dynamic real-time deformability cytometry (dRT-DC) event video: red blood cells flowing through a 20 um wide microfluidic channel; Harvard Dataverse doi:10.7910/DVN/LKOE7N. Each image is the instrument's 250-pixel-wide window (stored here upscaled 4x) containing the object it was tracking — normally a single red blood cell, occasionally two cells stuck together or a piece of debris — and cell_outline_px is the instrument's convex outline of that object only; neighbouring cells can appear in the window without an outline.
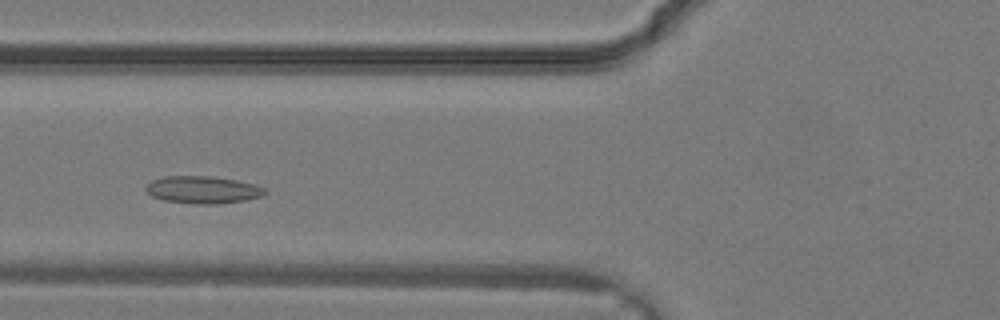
{"species": "common noctule bat (a hibernating species)", "species_latin": "Nyctalus noctula", "temperature_condition": "warm", "stored_images_in_passage": 27, "camera_frame_rate_fps": 3000, "um_per_image_px": 0.085, "animal": {"sex": "male", "body_mass_g": 19.2, "forearm_length_mm": 51.8}, "frame": {"image": 1, "passage_image": 7, "time_ms": 2.0, "image_size_px": [1000, 320], "cell_outline_px": [[268, 192], [260, 196], [248, 200], [216, 204], [200, 204], [164, 200], [152, 196], [144, 188], [152, 180], [164, 176], [212, 176], [236, 180], [256, 184], [264, 188]], "centroid_in_image_um": [17.26, 16.12], "position_along_channel_um": 108.5, "area_um2": 18.96}}
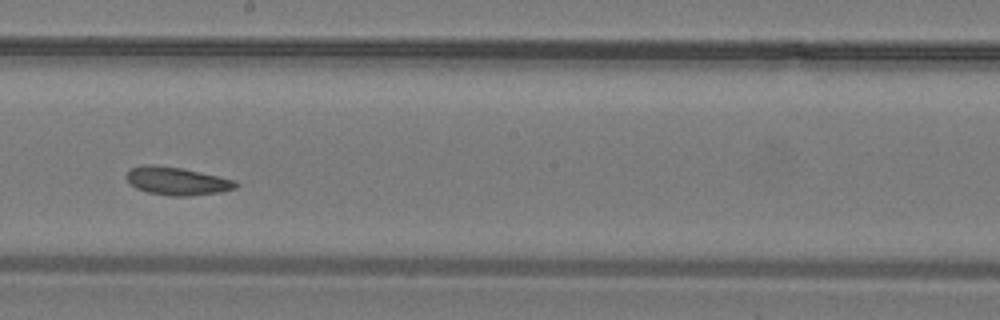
{"frame": {"image": 2, "passage_image": 13, "time_ms": 4.0, "image_size_px": [1000, 320], "cell_outline_px": [[240, 184], [236, 188], [220, 192], [188, 196], [168, 196], [148, 192], [136, 188], [128, 184], [124, 176], [132, 168], [144, 164], [152, 164], [180, 168], [200, 172], [236, 180]], "centroid_in_image_um": [15.02, 15.39], "position_along_channel_um": 233.2, "area_um2": 17.98}}
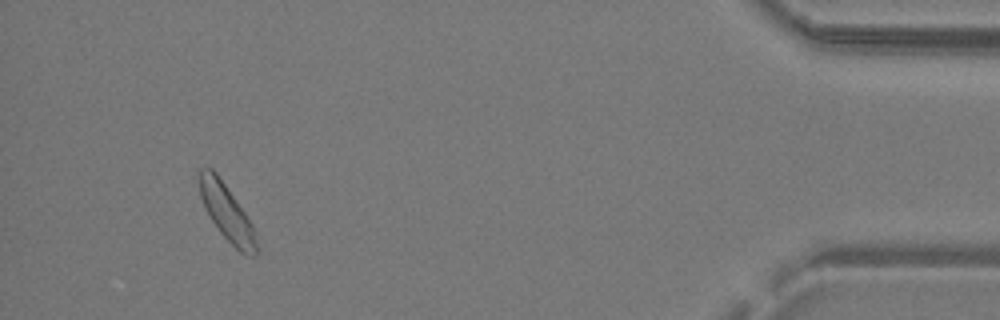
{"frame": {"image": 3, "passage_image": 25, "time_ms": 8.0, "image_size_px": [1000, 320], "cell_outline_px": [[256, 256], [252, 256], [240, 252], [220, 232], [208, 216], [200, 196], [196, 172], [196, 168], [212, 168], [216, 172], [244, 212], [252, 224], [256, 240]], "centroid_in_image_um": [19.2, 17.99], "position_along_channel_um": 416.0, "area_um2": 18.55}}